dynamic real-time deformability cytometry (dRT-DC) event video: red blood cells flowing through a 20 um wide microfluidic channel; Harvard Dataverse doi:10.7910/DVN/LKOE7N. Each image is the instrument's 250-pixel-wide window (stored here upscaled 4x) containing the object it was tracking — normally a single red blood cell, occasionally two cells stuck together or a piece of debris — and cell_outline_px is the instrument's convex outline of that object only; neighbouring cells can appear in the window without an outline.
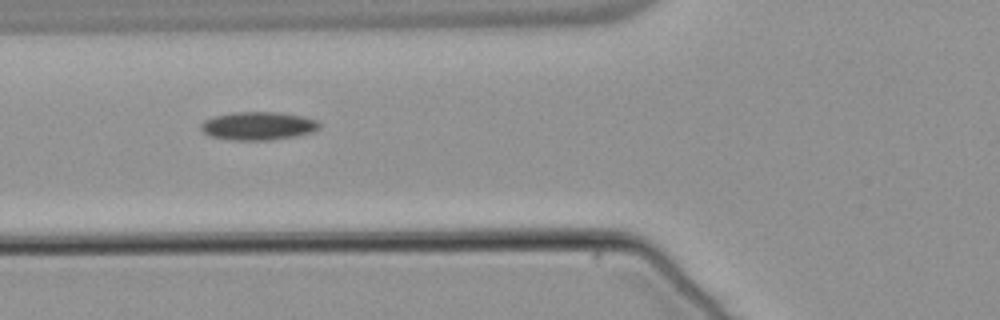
{"species": "common noctule bat (a hibernating species)", "species_latin": "Nyctalus noctula", "temperature_condition": "warm", "stored_images_in_passage": 12, "camera_frame_rate_fps": 3000, "um_per_image_px": 0.085, "animal": {"sex": "male", "body_mass_g": 21.5, "forearm_length_mm": 52.0}, "frame": {"image": 1, "passage_image": 3, "time_ms": 0.667, "image_size_px": [1000, 320], "cell_outline_px": [[320, 128], [312, 132], [296, 136], [268, 140], [236, 140], [212, 136], [204, 132], [200, 128], [200, 124], [204, 120], [216, 116], [232, 112], [276, 112], [304, 116], [316, 120], [320, 124]], "centroid_in_image_um": [21.97, 10.69], "position_along_channel_um": 103.8, "area_um2": 19.36}}
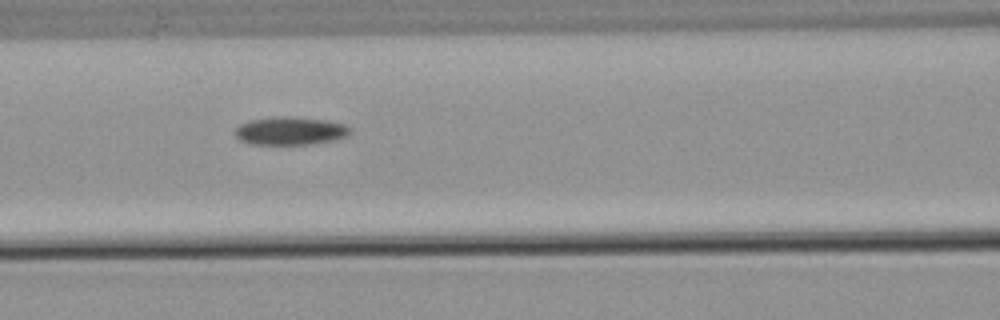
{"frame": {"image": 2, "passage_image": 6, "time_ms": 1.667, "image_size_px": [1000, 320], "cell_outline_px": [[352, 128], [344, 136], [336, 140], [312, 144], [252, 144], [240, 140], [236, 136], [236, 128], [240, 124], [248, 120], [276, 116], [300, 116], [328, 120], [344, 124]], "centroid_in_image_um": [24.68, 11.1], "position_along_channel_um": 141.9, "area_um2": 19.02}}